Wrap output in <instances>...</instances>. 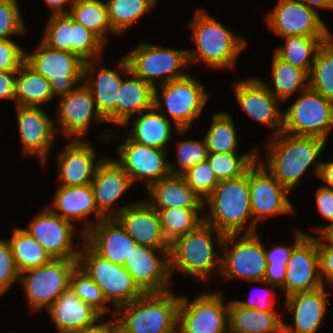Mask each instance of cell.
I'll return each instance as SVG.
<instances>
[{"mask_svg":"<svg viewBox=\"0 0 333 333\" xmlns=\"http://www.w3.org/2000/svg\"><path fill=\"white\" fill-rule=\"evenodd\" d=\"M266 157L257 149V160L289 192L302 183L303 175L314 165L313 174L319 176L321 154L327 141L315 136H295L281 132L265 141ZM263 159H266L263 161Z\"/></svg>","mask_w":333,"mask_h":333,"instance_id":"1","label":"cell"},{"mask_svg":"<svg viewBox=\"0 0 333 333\" xmlns=\"http://www.w3.org/2000/svg\"><path fill=\"white\" fill-rule=\"evenodd\" d=\"M194 49L187 50L190 65L202 62L216 70H235L240 53L248 47V41L227 28L203 7L196 8L189 22Z\"/></svg>","mask_w":333,"mask_h":333,"instance_id":"2","label":"cell"},{"mask_svg":"<svg viewBox=\"0 0 333 333\" xmlns=\"http://www.w3.org/2000/svg\"><path fill=\"white\" fill-rule=\"evenodd\" d=\"M224 237L212 225L203 222L195 230L175 239L169 248L171 276L181 271L204 284L210 278H219L222 255L214 247L217 245L221 251Z\"/></svg>","mask_w":333,"mask_h":333,"instance_id":"3","label":"cell"},{"mask_svg":"<svg viewBox=\"0 0 333 333\" xmlns=\"http://www.w3.org/2000/svg\"><path fill=\"white\" fill-rule=\"evenodd\" d=\"M203 206L204 222L224 235L258 232L251 213L249 169L238 178L219 181Z\"/></svg>","mask_w":333,"mask_h":333,"instance_id":"4","label":"cell"},{"mask_svg":"<svg viewBox=\"0 0 333 333\" xmlns=\"http://www.w3.org/2000/svg\"><path fill=\"white\" fill-rule=\"evenodd\" d=\"M179 305L171 289L144 292L115 311L118 333H177Z\"/></svg>","mask_w":333,"mask_h":333,"instance_id":"5","label":"cell"},{"mask_svg":"<svg viewBox=\"0 0 333 333\" xmlns=\"http://www.w3.org/2000/svg\"><path fill=\"white\" fill-rule=\"evenodd\" d=\"M210 97L205 85L188 74L154 87L153 106L178 128L191 130L192 124L203 116Z\"/></svg>","mask_w":333,"mask_h":333,"instance_id":"6","label":"cell"},{"mask_svg":"<svg viewBox=\"0 0 333 333\" xmlns=\"http://www.w3.org/2000/svg\"><path fill=\"white\" fill-rule=\"evenodd\" d=\"M80 239L82 245L78 265L102 290L107 303L111 306L114 305V311L134 301L144 293L123 265L114 264L98 255L84 239Z\"/></svg>","mask_w":333,"mask_h":333,"instance_id":"7","label":"cell"},{"mask_svg":"<svg viewBox=\"0 0 333 333\" xmlns=\"http://www.w3.org/2000/svg\"><path fill=\"white\" fill-rule=\"evenodd\" d=\"M187 50L139 42L124 56L131 71L154 88L189 74L184 69L190 65Z\"/></svg>","mask_w":333,"mask_h":333,"instance_id":"8","label":"cell"},{"mask_svg":"<svg viewBox=\"0 0 333 333\" xmlns=\"http://www.w3.org/2000/svg\"><path fill=\"white\" fill-rule=\"evenodd\" d=\"M263 243L258 232L225 235L220 252L222 258L219 279H239L250 284L262 281L267 267L266 244Z\"/></svg>","mask_w":333,"mask_h":333,"instance_id":"9","label":"cell"},{"mask_svg":"<svg viewBox=\"0 0 333 333\" xmlns=\"http://www.w3.org/2000/svg\"><path fill=\"white\" fill-rule=\"evenodd\" d=\"M288 104L282 109L283 132L328 141L333 130V102L308 87Z\"/></svg>","mask_w":333,"mask_h":333,"instance_id":"10","label":"cell"},{"mask_svg":"<svg viewBox=\"0 0 333 333\" xmlns=\"http://www.w3.org/2000/svg\"><path fill=\"white\" fill-rule=\"evenodd\" d=\"M78 259H52L41 267L20 273L27 305L35 313L46 310L58 296L69 288L70 277Z\"/></svg>","mask_w":333,"mask_h":333,"instance_id":"11","label":"cell"},{"mask_svg":"<svg viewBox=\"0 0 333 333\" xmlns=\"http://www.w3.org/2000/svg\"><path fill=\"white\" fill-rule=\"evenodd\" d=\"M222 290L180 296L177 333H229V302ZM227 302V303H225Z\"/></svg>","mask_w":333,"mask_h":333,"instance_id":"12","label":"cell"},{"mask_svg":"<svg viewBox=\"0 0 333 333\" xmlns=\"http://www.w3.org/2000/svg\"><path fill=\"white\" fill-rule=\"evenodd\" d=\"M25 62L44 76L58 99L83 83L84 61L73 53L49 48L41 40L35 50H25Z\"/></svg>","mask_w":333,"mask_h":333,"instance_id":"13","label":"cell"},{"mask_svg":"<svg viewBox=\"0 0 333 333\" xmlns=\"http://www.w3.org/2000/svg\"><path fill=\"white\" fill-rule=\"evenodd\" d=\"M40 40L53 50L73 53L84 62L101 59L107 48L69 14L50 15Z\"/></svg>","mask_w":333,"mask_h":333,"instance_id":"14","label":"cell"},{"mask_svg":"<svg viewBox=\"0 0 333 333\" xmlns=\"http://www.w3.org/2000/svg\"><path fill=\"white\" fill-rule=\"evenodd\" d=\"M24 229L53 259H78L82 243H74L77 226L43 207Z\"/></svg>","mask_w":333,"mask_h":333,"instance_id":"15","label":"cell"},{"mask_svg":"<svg viewBox=\"0 0 333 333\" xmlns=\"http://www.w3.org/2000/svg\"><path fill=\"white\" fill-rule=\"evenodd\" d=\"M57 101L54 120L58 135L61 133L69 139L84 140V136L90 132L92 121L97 124L107 123L97 111L93 95L84 83Z\"/></svg>","mask_w":333,"mask_h":333,"instance_id":"16","label":"cell"},{"mask_svg":"<svg viewBox=\"0 0 333 333\" xmlns=\"http://www.w3.org/2000/svg\"><path fill=\"white\" fill-rule=\"evenodd\" d=\"M116 146L115 161L127 172L132 184L143 181L145 189L171 174L167 155L169 150L154 148L123 136Z\"/></svg>","mask_w":333,"mask_h":333,"instance_id":"17","label":"cell"},{"mask_svg":"<svg viewBox=\"0 0 333 333\" xmlns=\"http://www.w3.org/2000/svg\"><path fill=\"white\" fill-rule=\"evenodd\" d=\"M249 190L253 222H259L277 215H291L295 209L285 187L257 160L249 168Z\"/></svg>","mask_w":333,"mask_h":333,"instance_id":"18","label":"cell"},{"mask_svg":"<svg viewBox=\"0 0 333 333\" xmlns=\"http://www.w3.org/2000/svg\"><path fill=\"white\" fill-rule=\"evenodd\" d=\"M233 85L238 105L249 118L272 130L269 138L282 132V103L273 96L260 77L249 75L242 80L239 78Z\"/></svg>","mask_w":333,"mask_h":333,"instance_id":"19","label":"cell"},{"mask_svg":"<svg viewBox=\"0 0 333 333\" xmlns=\"http://www.w3.org/2000/svg\"><path fill=\"white\" fill-rule=\"evenodd\" d=\"M17 126L23 156L36 157L39 164L47 166L48 156L58 134L54 117L48 116L42 107L18 106ZM53 145V146H52Z\"/></svg>","mask_w":333,"mask_h":333,"instance_id":"20","label":"cell"},{"mask_svg":"<svg viewBox=\"0 0 333 333\" xmlns=\"http://www.w3.org/2000/svg\"><path fill=\"white\" fill-rule=\"evenodd\" d=\"M264 19L268 28L282 38L329 36L328 25L319 13L297 0H278Z\"/></svg>","mask_w":333,"mask_h":333,"instance_id":"21","label":"cell"},{"mask_svg":"<svg viewBox=\"0 0 333 333\" xmlns=\"http://www.w3.org/2000/svg\"><path fill=\"white\" fill-rule=\"evenodd\" d=\"M117 60L118 70L104 66L102 58L85 62L83 69V83L92 93L97 111L107 123L114 124L113 126H115L116 98L124 79L121 75L125 77L131 71L124 55Z\"/></svg>","mask_w":333,"mask_h":333,"instance_id":"22","label":"cell"},{"mask_svg":"<svg viewBox=\"0 0 333 333\" xmlns=\"http://www.w3.org/2000/svg\"><path fill=\"white\" fill-rule=\"evenodd\" d=\"M124 267L143 292L172 289L169 249H155L136 243Z\"/></svg>","mask_w":333,"mask_h":333,"instance_id":"23","label":"cell"},{"mask_svg":"<svg viewBox=\"0 0 333 333\" xmlns=\"http://www.w3.org/2000/svg\"><path fill=\"white\" fill-rule=\"evenodd\" d=\"M322 286L324 285L320 277L317 236L307 234L291 252L287 262L286 279L280 289L287 298Z\"/></svg>","mask_w":333,"mask_h":333,"instance_id":"24","label":"cell"},{"mask_svg":"<svg viewBox=\"0 0 333 333\" xmlns=\"http://www.w3.org/2000/svg\"><path fill=\"white\" fill-rule=\"evenodd\" d=\"M88 140L69 139L56 155L59 185L73 187L90 184L104 156Z\"/></svg>","mask_w":333,"mask_h":333,"instance_id":"25","label":"cell"},{"mask_svg":"<svg viewBox=\"0 0 333 333\" xmlns=\"http://www.w3.org/2000/svg\"><path fill=\"white\" fill-rule=\"evenodd\" d=\"M90 184L96 207L105 218L116 217L123 209L133 204L116 207L117 201L130 190L133 184L127 172L113 158L104 157Z\"/></svg>","mask_w":333,"mask_h":333,"instance_id":"26","label":"cell"},{"mask_svg":"<svg viewBox=\"0 0 333 333\" xmlns=\"http://www.w3.org/2000/svg\"><path fill=\"white\" fill-rule=\"evenodd\" d=\"M46 206L61 218L69 220L73 224L77 220H82L84 227L78 229L82 238L89 229L105 218L96 207L91 184L73 187L59 185L51 204ZM92 213L95 218L93 220L88 219Z\"/></svg>","mask_w":333,"mask_h":333,"instance_id":"27","label":"cell"},{"mask_svg":"<svg viewBox=\"0 0 333 333\" xmlns=\"http://www.w3.org/2000/svg\"><path fill=\"white\" fill-rule=\"evenodd\" d=\"M115 218L137 244L155 249L170 248V244L164 237L157 210L145 198L133 202Z\"/></svg>","mask_w":333,"mask_h":333,"instance_id":"28","label":"cell"},{"mask_svg":"<svg viewBox=\"0 0 333 333\" xmlns=\"http://www.w3.org/2000/svg\"><path fill=\"white\" fill-rule=\"evenodd\" d=\"M83 239L98 255L123 266L136 244L115 217L103 218Z\"/></svg>","mask_w":333,"mask_h":333,"instance_id":"29","label":"cell"},{"mask_svg":"<svg viewBox=\"0 0 333 333\" xmlns=\"http://www.w3.org/2000/svg\"><path fill=\"white\" fill-rule=\"evenodd\" d=\"M322 286L316 290L293 294L285 298L287 313H293V323H283L296 333H316L319 331L328 309L331 291ZM328 298V299H327Z\"/></svg>","mask_w":333,"mask_h":333,"instance_id":"30","label":"cell"},{"mask_svg":"<svg viewBox=\"0 0 333 333\" xmlns=\"http://www.w3.org/2000/svg\"><path fill=\"white\" fill-rule=\"evenodd\" d=\"M134 118V119H132ZM132 123V128L126 130ZM125 128L126 136L137 143L154 148L168 150V144L173 139L174 132L180 137L188 134L190 129H180L172 121L160 113L154 106L146 111L131 117L122 126ZM175 130V131H174Z\"/></svg>","mask_w":333,"mask_h":333,"instance_id":"31","label":"cell"},{"mask_svg":"<svg viewBox=\"0 0 333 333\" xmlns=\"http://www.w3.org/2000/svg\"><path fill=\"white\" fill-rule=\"evenodd\" d=\"M145 199L153 208L204 209L203 200L187 185L182 175L170 174L152 183Z\"/></svg>","mask_w":333,"mask_h":333,"instance_id":"32","label":"cell"},{"mask_svg":"<svg viewBox=\"0 0 333 333\" xmlns=\"http://www.w3.org/2000/svg\"><path fill=\"white\" fill-rule=\"evenodd\" d=\"M57 333H73L93 324L101 315L79 299L70 288L60 294L47 309Z\"/></svg>","mask_w":333,"mask_h":333,"instance_id":"33","label":"cell"},{"mask_svg":"<svg viewBox=\"0 0 333 333\" xmlns=\"http://www.w3.org/2000/svg\"><path fill=\"white\" fill-rule=\"evenodd\" d=\"M128 77V78H127ZM124 78L116 98L115 128L128 119L153 107L154 88L132 71Z\"/></svg>","mask_w":333,"mask_h":333,"instance_id":"34","label":"cell"},{"mask_svg":"<svg viewBox=\"0 0 333 333\" xmlns=\"http://www.w3.org/2000/svg\"><path fill=\"white\" fill-rule=\"evenodd\" d=\"M271 65L270 81L267 82L263 78L261 80L281 103L288 105L287 100L291 96L301 93L309 87V74L279 58L274 52Z\"/></svg>","mask_w":333,"mask_h":333,"instance_id":"35","label":"cell"},{"mask_svg":"<svg viewBox=\"0 0 333 333\" xmlns=\"http://www.w3.org/2000/svg\"><path fill=\"white\" fill-rule=\"evenodd\" d=\"M284 317L279 311H260L229 301V333H273Z\"/></svg>","mask_w":333,"mask_h":333,"instance_id":"36","label":"cell"},{"mask_svg":"<svg viewBox=\"0 0 333 333\" xmlns=\"http://www.w3.org/2000/svg\"><path fill=\"white\" fill-rule=\"evenodd\" d=\"M53 99L50 82L24 62L16 75V105L44 107Z\"/></svg>","mask_w":333,"mask_h":333,"instance_id":"37","label":"cell"},{"mask_svg":"<svg viewBox=\"0 0 333 333\" xmlns=\"http://www.w3.org/2000/svg\"><path fill=\"white\" fill-rule=\"evenodd\" d=\"M329 36H286L284 44L275 47L274 53L286 62L305 70L310 74L319 47Z\"/></svg>","mask_w":333,"mask_h":333,"instance_id":"38","label":"cell"},{"mask_svg":"<svg viewBox=\"0 0 333 333\" xmlns=\"http://www.w3.org/2000/svg\"><path fill=\"white\" fill-rule=\"evenodd\" d=\"M68 14L94 33L106 46L108 34L118 35L110 25L104 0H76Z\"/></svg>","mask_w":333,"mask_h":333,"instance_id":"39","label":"cell"},{"mask_svg":"<svg viewBox=\"0 0 333 333\" xmlns=\"http://www.w3.org/2000/svg\"><path fill=\"white\" fill-rule=\"evenodd\" d=\"M11 235V239L7 240L20 273L30 268L41 267L53 259L24 228H14Z\"/></svg>","mask_w":333,"mask_h":333,"instance_id":"40","label":"cell"},{"mask_svg":"<svg viewBox=\"0 0 333 333\" xmlns=\"http://www.w3.org/2000/svg\"><path fill=\"white\" fill-rule=\"evenodd\" d=\"M112 29L122 35L157 5V0H104Z\"/></svg>","mask_w":333,"mask_h":333,"instance_id":"41","label":"cell"},{"mask_svg":"<svg viewBox=\"0 0 333 333\" xmlns=\"http://www.w3.org/2000/svg\"><path fill=\"white\" fill-rule=\"evenodd\" d=\"M235 126L233 116L228 111L214 113L209 129L204 136L208 151L214 153L239 152V137Z\"/></svg>","mask_w":333,"mask_h":333,"instance_id":"42","label":"cell"},{"mask_svg":"<svg viewBox=\"0 0 333 333\" xmlns=\"http://www.w3.org/2000/svg\"><path fill=\"white\" fill-rule=\"evenodd\" d=\"M157 213L164 237L169 244L204 222V209L168 208L159 209Z\"/></svg>","mask_w":333,"mask_h":333,"instance_id":"43","label":"cell"},{"mask_svg":"<svg viewBox=\"0 0 333 333\" xmlns=\"http://www.w3.org/2000/svg\"><path fill=\"white\" fill-rule=\"evenodd\" d=\"M257 148L252 147L246 153L209 152L206 159L219 181L230 180L244 175L257 161Z\"/></svg>","mask_w":333,"mask_h":333,"instance_id":"44","label":"cell"},{"mask_svg":"<svg viewBox=\"0 0 333 333\" xmlns=\"http://www.w3.org/2000/svg\"><path fill=\"white\" fill-rule=\"evenodd\" d=\"M309 87L333 102V43L329 39L316 53L309 74Z\"/></svg>","mask_w":333,"mask_h":333,"instance_id":"45","label":"cell"},{"mask_svg":"<svg viewBox=\"0 0 333 333\" xmlns=\"http://www.w3.org/2000/svg\"><path fill=\"white\" fill-rule=\"evenodd\" d=\"M69 288L79 299L90 305L101 316L105 317L108 312L110 315H115V311L110 308L111 306L104 298L102 290L78 264L71 273Z\"/></svg>","mask_w":333,"mask_h":333,"instance_id":"46","label":"cell"},{"mask_svg":"<svg viewBox=\"0 0 333 333\" xmlns=\"http://www.w3.org/2000/svg\"><path fill=\"white\" fill-rule=\"evenodd\" d=\"M308 233L295 230L294 244H276L268 249L265 247V258L267 267L264 274L266 283L273 284L280 288L286 279L287 262L290 258L293 248L307 235Z\"/></svg>","mask_w":333,"mask_h":333,"instance_id":"47","label":"cell"},{"mask_svg":"<svg viewBox=\"0 0 333 333\" xmlns=\"http://www.w3.org/2000/svg\"><path fill=\"white\" fill-rule=\"evenodd\" d=\"M174 146L176 148V159L174 160L176 163L169 161L171 174L182 175L188 169L208 158L209 151L204 137L202 140L184 138L175 142Z\"/></svg>","mask_w":333,"mask_h":333,"instance_id":"48","label":"cell"},{"mask_svg":"<svg viewBox=\"0 0 333 333\" xmlns=\"http://www.w3.org/2000/svg\"><path fill=\"white\" fill-rule=\"evenodd\" d=\"M187 185L204 201L218 184L209 163L203 161L182 174Z\"/></svg>","mask_w":333,"mask_h":333,"instance_id":"49","label":"cell"},{"mask_svg":"<svg viewBox=\"0 0 333 333\" xmlns=\"http://www.w3.org/2000/svg\"><path fill=\"white\" fill-rule=\"evenodd\" d=\"M19 0H0V38L12 40V36L25 34L26 24L22 18Z\"/></svg>","mask_w":333,"mask_h":333,"instance_id":"50","label":"cell"},{"mask_svg":"<svg viewBox=\"0 0 333 333\" xmlns=\"http://www.w3.org/2000/svg\"><path fill=\"white\" fill-rule=\"evenodd\" d=\"M18 271L7 238H0V297L19 282Z\"/></svg>","mask_w":333,"mask_h":333,"instance_id":"51","label":"cell"},{"mask_svg":"<svg viewBox=\"0 0 333 333\" xmlns=\"http://www.w3.org/2000/svg\"><path fill=\"white\" fill-rule=\"evenodd\" d=\"M253 283H260L264 286H266L267 288H262L259 287V291H254L256 292L254 294L253 290V294H249L248 300H238V299H234L233 300L241 307H245L248 309H257L260 311H276L278 308H275V306L277 305L276 301V294L275 291L276 289H279L277 286L273 285V284H269L266 283L265 281H253ZM258 289V288H257ZM255 290V289H254Z\"/></svg>","mask_w":333,"mask_h":333,"instance_id":"52","label":"cell"},{"mask_svg":"<svg viewBox=\"0 0 333 333\" xmlns=\"http://www.w3.org/2000/svg\"><path fill=\"white\" fill-rule=\"evenodd\" d=\"M314 197L319 214L329 221L327 225L313 226L314 229L310 228L316 236L324 234L333 226V189L321 184Z\"/></svg>","mask_w":333,"mask_h":333,"instance_id":"53","label":"cell"},{"mask_svg":"<svg viewBox=\"0 0 333 333\" xmlns=\"http://www.w3.org/2000/svg\"><path fill=\"white\" fill-rule=\"evenodd\" d=\"M15 40L0 38V71L18 70L25 62V50Z\"/></svg>","mask_w":333,"mask_h":333,"instance_id":"54","label":"cell"},{"mask_svg":"<svg viewBox=\"0 0 333 333\" xmlns=\"http://www.w3.org/2000/svg\"><path fill=\"white\" fill-rule=\"evenodd\" d=\"M317 248L322 283L333 288V243L324 234L318 235Z\"/></svg>","mask_w":333,"mask_h":333,"instance_id":"55","label":"cell"},{"mask_svg":"<svg viewBox=\"0 0 333 333\" xmlns=\"http://www.w3.org/2000/svg\"><path fill=\"white\" fill-rule=\"evenodd\" d=\"M17 70L0 71V100H11L16 106Z\"/></svg>","mask_w":333,"mask_h":333,"instance_id":"56","label":"cell"},{"mask_svg":"<svg viewBox=\"0 0 333 333\" xmlns=\"http://www.w3.org/2000/svg\"><path fill=\"white\" fill-rule=\"evenodd\" d=\"M114 317V319H113ZM104 316L98 318L93 324L83 327L73 333H118V323L115 315H112L110 319H106Z\"/></svg>","mask_w":333,"mask_h":333,"instance_id":"57","label":"cell"},{"mask_svg":"<svg viewBox=\"0 0 333 333\" xmlns=\"http://www.w3.org/2000/svg\"><path fill=\"white\" fill-rule=\"evenodd\" d=\"M50 9V15L68 14L76 0H43ZM66 5L68 9L66 8Z\"/></svg>","mask_w":333,"mask_h":333,"instance_id":"58","label":"cell"},{"mask_svg":"<svg viewBox=\"0 0 333 333\" xmlns=\"http://www.w3.org/2000/svg\"><path fill=\"white\" fill-rule=\"evenodd\" d=\"M318 178L324 182V186L333 189V160L322 161Z\"/></svg>","mask_w":333,"mask_h":333,"instance_id":"59","label":"cell"},{"mask_svg":"<svg viewBox=\"0 0 333 333\" xmlns=\"http://www.w3.org/2000/svg\"><path fill=\"white\" fill-rule=\"evenodd\" d=\"M315 10L317 13L319 10H331L333 12V0H297Z\"/></svg>","mask_w":333,"mask_h":333,"instance_id":"60","label":"cell"},{"mask_svg":"<svg viewBox=\"0 0 333 333\" xmlns=\"http://www.w3.org/2000/svg\"><path fill=\"white\" fill-rule=\"evenodd\" d=\"M273 333H296L289 329L284 323H282Z\"/></svg>","mask_w":333,"mask_h":333,"instance_id":"61","label":"cell"},{"mask_svg":"<svg viewBox=\"0 0 333 333\" xmlns=\"http://www.w3.org/2000/svg\"><path fill=\"white\" fill-rule=\"evenodd\" d=\"M324 235L333 243V226L328 229Z\"/></svg>","mask_w":333,"mask_h":333,"instance_id":"62","label":"cell"},{"mask_svg":"<svg viewBox=\"0 0 333 333\" xmlns=\"http://www.w3.org/2000/svg\"><path fill=\"white\" fill-rule=\"evenodd\" d=\"M328 39L333 43V34L330 29H329V38Z\"/></svg>","mask_w":333,"mask_h":333,"instance_id":"63","label":"cell"}]
</instances>
